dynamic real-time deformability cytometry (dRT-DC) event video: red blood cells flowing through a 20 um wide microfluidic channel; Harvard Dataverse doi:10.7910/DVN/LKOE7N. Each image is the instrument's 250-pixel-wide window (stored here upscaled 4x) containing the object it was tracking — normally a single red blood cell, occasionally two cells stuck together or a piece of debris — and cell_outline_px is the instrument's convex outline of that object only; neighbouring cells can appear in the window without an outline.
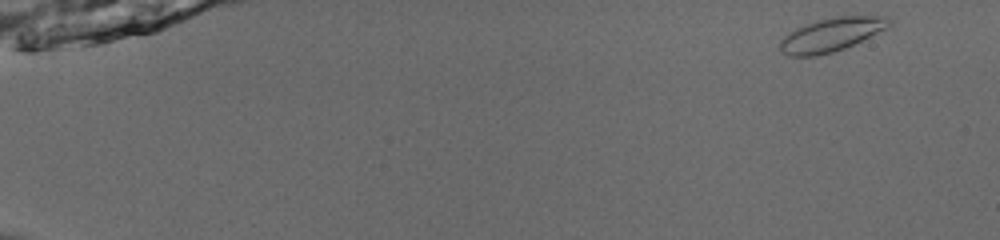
{"species": "common noctule bat (a hibernating species)", "species_latin": "Nyctalus noctula", "temperature_condition": "room temperature", "stored_images_in_passage": 51, "camera_frame_rate_fps": 3000, "um_per_image_px": 0.085, "animal": {"sex": "male", "body_mass_g": 13.0, "forearm_length_mm": 53.1}, "frame": {"image": 1, "passage_image": 1, "time_ms": 0.0, "image_size_px": [1000, 240], "cell_outline_px": [[892, 24], [888, 28], [844, 48], [832, 52], [816, 56], [788, 56], [780, 52], [780, 40], [788, 32], [804, 24], [836, 16], [888, 16], [892, 20]], "centroid_in_image_um": [70.66, 2.94], "position_along_channel_um": 14.3, "area_um2": 21.39}}
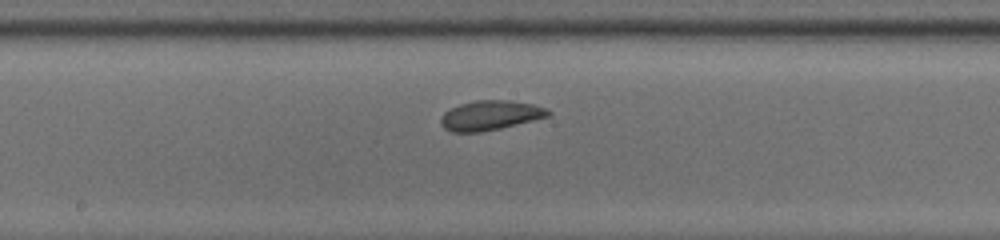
{"frame": {"image": 2, "passage_image": 28, "time_ms": 9.0, "image_size_px": [1000, 240], "cell_outline_px": [[552, 112], [548, 116], [500, 128], [480, 132], [452, 132], [444, 128], [440, 124], [440, 120], [444, 112], [460, 104], [476, 100], [508, 100], [532, 104], [548, 108]], "centroid_in_image_um": [41.66, 9.8], "position_along_channel_um": 206.5, "area_um2": 18.38}}
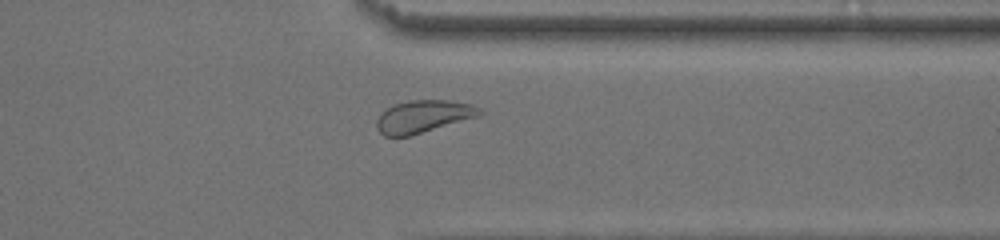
{"frame": {"image": 3, "passage_image": 41, "time_ms": 13.333, "image_size_px": [1000, 240], "cell_outline_px": [[484, 112], [480, 116], [412, 136], [384, 136], [376, 128], [376, 120], [380, 112], [396, 104], [412, 100], [448, 100], [472, 104], [480, 108]], "centroid_in_image_um": [36.0, 9.91], "position_along_channel_um": 375.4, "area_um2": 19.71}, "authors_computed_cell_mechanics": {"area_um2": 19.652, "velocity_mm_per_s": 3.9049, "shape_relaxation_time_tau1_ms": 3.5034, "shape_relaxation_time_tau2_ms": 2.1581, "deformation_change_tau1": 0.1066, "deformation_change_tau2": 0.0233}}